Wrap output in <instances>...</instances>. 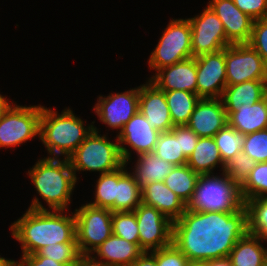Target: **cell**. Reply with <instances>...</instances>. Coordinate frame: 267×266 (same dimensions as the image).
<instances>
[{
    "label": "cell",
    "mask_w": 267,
    "mask_h": 266,
    "mask_svg": "<svg viewBox=\"0 0 267 266\" xmlns=\"http://www.w3.org/2000/svg\"><path fill=\"white\" fill-rule=\"evenodd\" d=\"M19 262L22 266H67L45 256H34L33 254L22 255Z\"/></svg>",
    "instance_id": "7bdbcfd3"
},
{
    "label": "cell",
    "mask_w": 267,
    "mask_h": 266,
    "mask_svg": "<svg viewBox=\"0 0 267 266\" xmlns=\"http://www.w3.org/2000/svg\"><path fill=\"white\" fill-rule=\"evenodd\" d=\"M130 266H157L156 258L151 252H143Z\"/></svg>",
    "instance_id": "ee69618b"
},
{
    "label": "cell",
    "mask_w": 267,
    "mask_h": 266,
    "mask_svg": "<svg viewBox=\"0 0 267 266\" xmlns=\"http://www.w3.org/2000/svg\"><path fill=\"white\" fill-rule=\"evenodd\" d=\"M164 94L173 125H186L200 97L183 90L164 91Z\"/></svg>",
    "instance_id": "83f0119b"
},
{
    "label": "cell",
    "mask_w": 267,
    "mask_h": 266,
    "mask_svg": "<svg viewBox=\"0 0 267 266\" xmlns=\"http://www.w3.org/2000/svg\"><path fill=\"white\" fill-rule=\"evenodd\" d=\"M12 259H5L4 257H1L0 255V266H9V264L12 262Z\"/></svg>",
    "instance_id": "681fc988"
},
{
    "label": "cell",
    "mask_w": 267,
    "mask_h": 266,
    "mask_svg": "<svg viewBox=\"0 0 267 266\" xmlns=\"http://www.w3.org/2000/svg\"><path fill=\"white\" fill-rule=\"evenodd\" d=\"M137 158V161H135L137 163L133 168L134 172L131 174L141 188L155 181L163 182L175 167L172 163L153 154V152L140 154Z\"/></svg>",
    "instance_id": "484cf974"
},
{
    "label": "cell",
    "mask_w": 267,
    "mask_h": 266,
    "mask_svg": "<svg viewBox=\"0 0 267 266\" xmlns=\"http://www.w3.org/2000/svg\"><path fill=\"white\" fill-rule=\"evenodd\" d=\"M9 266H22V264L20 263V262H16L15 260H13L10 264H9Z\"/></svg>",
    "instance_id": "f907efd6"
},
{
    "label": "cell",
    "mask_w": 267,
    "mask_h": 266,
    "mask_svg": "<svg viewBox=\"0 0 267 266\" xmlns=\"http://www.w3.org/2000/svg\"><path fill=\"white\" fill-rule=\"evenodd\" d=\"M140 86L121 93L99 96L93 107L98 120L112 129H121L139 111Z\"/></svg>",
    "instance_id": "4fadbf2b"
},
{
    "label": "cell",
    "mask_w": 267,
    "mask_h": 266,
    "mask_svg": "<svg viewBox=\"0 0 267 266\" xmlns=\"http://www.w3.org/2000/svg\"><path fill=\"white\" fill-rule=\"evenodd\" d=\"M234 4L254 21L267 18V0H232Z\"/></svg>",
    "instance_id": "b9f144b4"
},
{
    "label": "cell",
    "mask_w": 267,
    "mask_h": 266,
    "mask_svg": "<svg viewBox=\"0 0 267 266\" xmlns=\"http://www.w3.org/2000/svg\"><path fill=\"white\" fill-rule=\"evenodd\" d=\"M249 44L260 54L267 67V18L253 22Z\"/></svg>",
    "instance_id": "ab89813d"
},
{
    "label": "cell",
    "mask_w": 267,
    "mask_h": 266,
    "mask_svg": "<svg viewBox=\"0 0 267 266\" xmlns=\"http://www.w3.org/2000/svg\"><path fill=\"white\" fill-rule=\"evenodd\" d=\"M139 230V248L155 251L172 244L173 222L153 206L140 203L133 211Z\"/></svg>",
    "instance_id": "8fae6325"
},
{
    "label": "cell",
    "mask_w": 267,
    "mask_h": 266,
    "mask_svg": "<svg viewBox=\"0 0 267 266\" xmlns=\"http://www.w3.org/2000/svg\"><path fill=\"white\" fill-rule=\"evenodd\" d=\"M248 232L247 210L200 212L186 208L173 222L172 243L191 261L228 257Z\"/></svg>",
    "instance_id": "6da1fadb"
},
{
    "label": "cell",
    "mask_w": 267,
    "mask_h": 266,
    "mask_svg": "<svg viewBox=\"0 0 267 266\" xmlns=\"http://www.w3.org/2000/svg\"><path fill=\"white\" fill-rule=\"evenodd\" d=\"M99 135L97 127L68 157L76 180L79 171H97L100 174L110 173L121 168L125 162L122 159L119 142H112Z\"/></svg>",
    "instance_id": "8992f818"
},
{
    "label": "cell",
    "mask_w": 267,
    "mask_h": 266,
    "mask_svg": "<svg viewBox=\"0 0 267 266\" xmlns=\"http://www.w3.org/2000/svg\"><path fill=\"white\" fill-rule=\"evenodd\" d=\"M265 241L261 235L247 232L228 256L232 266H264L267 263V248L262 245Z\"/></svg>",
    "instance_id": "603a6c76"
},
{
    "label": "cell",
    "mask_w": 267,
    "mask_h": 266,
    "mask_svg": "<svg viewBox=\"0 0 267 266\" xmlns=\"http://www.w3.org/2000/svg\"><path fill=\"white\" fill-rule=\"evenodd\" d=\"M227 85L250 80L267 81V67L260 54L249 44H231L225 48Z\"/></svg>",
    "instance_id": "30bf717a"
},
{
    "label": "cell",
    "mask_w": 267,
    "mask_h": 266,
    "mask_svg": "<svg viewBox=\"0 0 267 266\" xmlns=\"http://www.w3.org/2000/svg\"><path fill=\"white\" fill-rule=\"evenodd\" d=\"M159 134L160 132L153 128L145 116L138 111L116 135L123 161L129 163L132 150L137 156L153 152ZM125 145L132 150L124 147Z\"/></svg>",
    "instance_id": "5bb4252c"
},
{
    "label": "cell",
    "mask_w": 267,
    "mask_h": 266,
    "mask_svg": "<svg viewBox=\"0 0 267 266\" xmlns=\"http://www.w3.org/2000/svg\"><path fill=\"white\" fill-rule=\"evenodd\" d=\"M33 255L45 256L67 266H74L81 256L77 247V242L50 244L41 248Z\"/></svg>",
    "instance_id": "d590c367"
},
{
    "label": "cell",
    "mask_w": 267,
    "mask_h": 266,
    "mask_svg": "<svg viewBox=\"0 0 267 266\" xmlns=\"http://www.w3.org/2000/svg\"><path fill=\"white\" fill-rule=\"evenodd\" d=\"M207 266H232L231 261L228 257L221 259H212L207 261Z\"/></svg>",
    "instance_id": "7dc6e473"
},
{
    "label": "cell",
    "mask_w": 267,
    "mask_h": 266,
    "mask_svg": "<svg viewBox=\"0 0 267 266\" xmlns=\"http://www.w3.org/2000/svg\"><path fill=\"white\" fill-rule=\"evenodd\" d=\"M149 80L162 91L183 90L196 93L197 66L194 57L159 69Z\"/></svg>",
    "instance_id": "d6986e66"
},
{
    "label": "cell",
    "mask_w": 267,
    "mask_h": 266,
    "mask_svg": "<svg viewBox=\"0 0 267 266\" xmlns=\"http://www.w3.org/2000/svg\"><path fill=\"white\" fill-rule=\"evenodd\" d=\"M244 206L247 210L248 232L267 239V198L249 199Z\"/></svg>",
    "instance_id": "836d02e7"
},
{
    "label": "cell",
    "mask_w": 267,
    "mask_h": 266,
    "mask_svg": "<svg viewBox=\"0 0 267 266\" xmlns=\"http://www.w3.org/2000/svg\"><path fill=\"white\" fill-rule=\"evenodd\" d=\"M191 25L187 19H173L165 28L148 63L156 72L166 66L191 58Z\"/></svg>",
    "instance_id": "52a82bcc"
},
{
    "label": "cell",
    "mask_w": 267,
    "mask_h": 266,
    "mask_svg": "<svg viewBox=\"0 0 267 266\" xmlns=\"http://www.w3.org/2000/svg\"><path fill=\"white\" fill-rule=\"evenodd\" d=\"M153 154L172 163L174 166H181L187 163V158L181 150L180 137H176L171 131L159 134Z\"/></svg>",
    "instance_id": "4dcf8cb0"
},
{
    "label": "cell",
    "mask_w": 267,
    "mask_h": 266,
    "mask_svg": "<svg viewBox=\"0 0 267 266\" xmlns=\"http://www.w3.org/2000/svg\"><path fill=\"white\" fill-rule=\"evenodd\" d=\"M42 106L12 105L0 118V148H12L39 136Z\"/></svg>",
    "instance_id": "9c48e42d"
},
{
    "label": "cell",
    "mask_w": 267,
    "mask_h": 266,
    "mask_svg": "<svg viewBox=\"0 0 267 266\" xmlns=\"http://www.w3.org/2000/svg\"><path fill=\"white\" fill-rule=\"evenodd\" d=\"M200 175L187 209L200 212H235L244 206L240 186L225 172Z\"/></svg>",
    "instance_id": "5b68a950"
},
{
    "label": "cell",
    "mask_w": 267,
    "mask_h": 266,
    "mask_svg": "<svg viewBox=\"0 0 267 266\" xmlns=\"http://www.w3.org/2000/svg\"><path fill=\"white\" fill-rule=\"evenodd\" d=\"M194 58L197 66L196 94L200 98H221L227 86L225 48Z\"/></svg>",
    "instance_id": "9a60e30c"
},
{
    "label": "cell",
    "mask_w": 267,
    "mask_h": 266,
    "mask_svg": "<svg viewBox=\"0 0 267 266\" xmlns=\"http://www.w3.org/2000/svg\"><path fill=\"white\" fill-rule=\"evenodd\" d=\"M171 132L180 137L181 150L184 156L188 159L195 149L199 136L191 130L187 125H177L171 129Z\"/></svg>",
    "instance_id": "60d3db41"
},
{
    "label": "cell",
    "mask_w": 267,
    "mask_h": 266,
    "mask_svg": "<svg viewBox=\"0 0 267 266\" xmlns=\"http://www.w3.org/2000/svg\"><path fill=\"white\" fill-rule=\"evenodd\" d=\"M112 234L139 247V230L134 212H112Z\"/></svg>",
    "instance_id": "e575fe53"
},
{
    "label": "cell",
    "mask_w": 267,
    "mask_h": 266,
    "mask_svg": "<svg viewBox=\"0 0 267 266\" xmlns=\"http://www.w3.org/2000/svg\"><path fill=\"white\" fill-rule=\"evenodd\" d=\"M186 164L199 175L213 174V170L218 165L221 166L223 172L225 171V164L213 137H199L197 145L188 157Z\"/></svg>",
    "instance_id": "d4e9b609"
},
{
    "label": "cell",
    "mask_w": 267,
    "mask_h": 266,
    "mask_svg": "<svg viewBox=\"0 0 267 266\" xmlns=\"http://www.w3.org/2000/svg\"><path fill=\"white\" fill-rule=\"evenodd\" d=\"M141 202L155 207L172 222L185 212V203L164 182H153L141 188Z\"/></svg>",
    "instance_id": "ffe728a7"
},
{
    "label": "cell",
    "mask_w": 267,
    "mask_h": 266,
    "mask_svg": "<svg viewBox=\"0 0 267 266\" xmlns=\"http://www.w3.org/2000/svg\"><path fill=\"white\" fill-rule=\"evenodd\" d=\"M93 130L92 123L85 127L84 121L70 108L58 114L56 110L42 106L39 139L51 157L63 155L68 158Z\"/></svg>",
    "instance_id": "277c9868"
},
{
    "label": "cell",
    "mask_w": 267,
    "mask_h": 266,
    "mask_svg": "<svg viewBox=\"0 0 267 266\" xmlns=\"http://www.w3.org/2000/svg\"><path fill=\"white\" fill-rule=\"evenodd\" d=\"M96 182L95 199L88 204L114 212L118 169L110 173L100 174Z\"/></svg>",
    "instance_id": "1f68e13d"
},
{
    "label": "cell",
    "mask_w": 267,
    "mask_h": 266,
    "mask_svg": "<svg viewBox=\"0 0 267 266\" xmlns=\"http://www.w3.org/2000/svg\"><path fill=\"white\" fill-rule=\"evenodd\" d=\"M228 124L220 98H200L186 124L199 137H214Z\"/></svg>",
    "instance_id": "e0dca14e"
},
{
    "label": "cell",
    "mask_w": 267,
    "mask_h": 266,
    "mask_svg": "<svg viewBox=\"0 0 267 266\" xmlns=\"http://www.w3.org/2000/svg\"><path fill=\"white\" fill-rule=\"evenodd\" d=\"M186 266H207V261H191V260H189Z\"/></svg>",
    "instance_id": "c3c4849f"
},
{
    "label": "cell",
    "mask_w": 267,
    "mask_h": 266,
    "mask_svg": "<svg viewBox=\"0 0 267 266\" xmlns=\"http://www.w3.org/2000/svg\"><path fill=\"white\" fill-rule=\"evenodd\" d=\"M5 96L0 94V118L3 117L6 112L12 107V104L9 103V100Z\"/></svg>",
    "instance_id": "bcb514c9"
},
{
    "label": "cell",
    "mask_w": 267,
    "mask_h": 266,
    "mask_svg": "<svg viewBox=\"0 0 267 266\" xmlns=\"http://www.w3.org/2000/svg\"><path fill=\"white\" fill-rule=\"evenodd\" d=\"M76 241L80 255H91L112 235V211L88 203L75 209Z\"/></svg>",
    "instance_id": "ba28073f"
},
{
    "label": "cell",
    "mask_w": 267,
    "mask_h": 266,
    "mask_svg": "<svg viewBox=\"0 0 267 266\" xmlns=\"http://www.w3.org/2000/svg\"><path fill=\"white\" fill-rule=\"evenodd\" d=\"M244 138V134L238 132L228 124L214 135L213 139L225 165L234 155L242 150Z\"/></svg>",
    "instance_id": "d6a6232c"
},
{
    "label": "cell",
    "mask_w": 267,
    "mask_h": 266,
    "mask_svg": "<svg viewBox=\"0 0 267 266\" xmlns=\"http://www.w3.org/2000/svg\"><path fill=\"white\" fill-rule=\"evenodd\" d=\"M151 253L156 258L157 266H186L189 261L173 243Z\"/></svg>",
    "instance_id": "f35d334b"
},
{
    "label": "cell",
    "mask_w": 267,
    "mask_h": 266,
    "mask_svg": "<svg viewBox=\"0 0 267 266\" xmlns=\"http://www.w3.org/2000/svg\"><path fill=\"white\" fill-rule=\"evenodd\" d=\"M188 20L191 25L193 57L215 53L231 45L226 38L222 22L208 5L200 15Z\"/></svg>",
    "instance_id": "7c38bea8"
},
{
    "label": "cell",
    "mask_w": 267,
    "mask_h": 266,
    "mask_svg": "<svg viewBox=\"0 0 267 266\" xmlns=\"http://www.w3.org/2000/svg\"><path fill=\"white\" fill-rule=\"evenodd\" d=\"M227 120L230 127L244 135L267 129V95L253 105L231 112Z\"/></svg>",
    "instance_id": "cb8c5ba5"
},
{
    "label": "cell",
    "mask_w": 267,
    "mask_h": 266,
    "mask_svg": "<svg viewBox=\"0 0 267 266\" xmlns=\"http://www.w3.org/2000/svg\"><path fill=\"white\" fill-rule=\"evenodd\" d=\"M255 165L256 162L241 150L225 165L224 172L240 186Z\"/></svg>",
    "instance_id": "8d00e7d4"
},
{
    "label": "cell",
    "mask_w": 267,
    "mask_h": 266,
    "mask_svg": "<svg viewBox=\"0 0 267 266\" xmlns=\"http://www.w3.org/2000/svg\"><path fill=\"white\" fill-rule=\"evenodd\" d=\"M139 111L160 133L171 131L174 127L164 91L150 80L140 85Z\"/></svg>",
    "instance_id": "ac0fdd59"
},
{
    "label": "cell",
    "mask_w": 267,
    "mask_h": 266,
    "mask_svg": "<svg viewBox=\"0 0 267 266\" xmlns=\"http://www.w3.org/2000/svg\"><path fill=\"white\" fill-rule=\"evenodd\" d=\"M45 157L39 159L28 175L37 191L45 200L48 208L39 202L37 197L29 207L32 210H66L71 202L72 191L77 180L68 158Z\"/></svg>",
    "instance_id": "3957f363"
},
{
    "label": "cell",
    "mask_w": 267,
    "mask_h": 266,
    "mask_svg": "<svg viewBox=\"0 0 267 266\" xmlns=\"http://www.w3.org/2000/svg\"><path fill=\"white\" fill-rule=\"evenodd\" d=\"M242 151L256 163L267 162V129L245 135Z\"/></svg>",
    "instance_id": "74e56055"
},
{
    "label": "cell",
    "mask_w": 267,
    "mask_h": 266,
    "mask_svg": "<svg viewBox=\"0 0 267 266\" xmlns=\"http://www.w3.org/2000/svg\"><path fill=\"white\" fill-rule=\"evenodd\" d=\"M74 266H107V265L95 261L90 255H81Z\"/></svg>",
    "instance_id": "f6af8a7d"
},
{
    "label": "cell",
    "mask_w": 267,
    "mask_h": 266,
    "mask_svg": "<svg viewBox=\"0 0 267 266\" xmlns=\"http://www.w3.org/2000/svg\"><path fill=\"white\" fill-rule=\"evenodd\" d=\"M142 253L136 244L112 234L90 256L107 266H130Z\"/></svg>",
    "instance_id": "44dd1931"
},
{
    "label": "cell",
    "mask_w": 267,
    "mask_h": 266,
    "mask_svg": "<svg viewBox=\"0 0 267 266\" xmlns=\"http://www.w3.org/2000/svg\"><path fill=\"white\" fill-rule=\"evenodd\" d=\"M208 6L223 24L231 44L249 43L254 20L242 12L232 0H210Z\"/></svg>",
    "instance_id": "2e32d148"
},
{
    "label": "cell",
    "mask_w": 267,
    "mask_h": 266,
    "mask_svg": "<svg viewBox=\"0 0 267 266\" xmlns=\"http://www.w3.org/2000/svg\"><path fill=\"white\" fill-rule=\"evenodd\" d=\"M64 210H32L10 226L12 236L21 243L22 255L35 254L50 244L77 242L75 214Z\"/></svg>",
    "instance_id": "7a4b0ae2"
},
{
    "label": "cell",
    "mask_w": 267,
    "mask_h": 266,
    "mask_svg": "<svg viewBox=\"0 0 267 266\" xmlns=\"http://www.w3.org/2000/svg\"><path fill=\"white\" fill-rule=\"evenodd\" d=\"M267 95V81L250 80L237 85H227L221 100L227 116L239 109L255 104Z\"/></svg>",
    "instance_id": "7402d4cb"
},
{
    "label": "cell",
    "mask_w": 267,
    "mask_h": 266,
    "mask_svg": "<svg viewBox=\"0 0 267 266\" xmlns=\"http://www.w3.org/2000/svg\"><path fill=\"white\" fill-rule=\"evenodd\" d=\"M243 202L255 198H267V162L256 163L249 176L240 185Z\"/></svg>",
    "instance_id": "f546056e"
},
{
    "label": "cell",
    "mask_w": 267,
    "mask_h": 266,
    "mask_svg": "<svg viewBox=\"0 0 267 266\" xmlns=\"http://www.w3.org/2000/svg\"><path fill=\"white\" fill-rule=\"evenodd\" d=\"M125 163L118 169L114 212H133L141 203V187L131 172H127Z\"/></svg>",
    "instance_id": "4316f807"
},
{
    "label": "cell",
    "mask_w": 267,
    "mask_h": 266,
    "mask_svg": "<svg viewBox=\"0 0 267 266\" xmlns=\"http://www.w3.org/2000/svg\"><path fill=\"white\" fill-rule=\"evenodd\" d=\"M199 176L198 173L185 164L175 166L163 182L187 206L193 197Z\"/></svg>",
    "instance_id": "f1b7e54d"
}]
</instances>
